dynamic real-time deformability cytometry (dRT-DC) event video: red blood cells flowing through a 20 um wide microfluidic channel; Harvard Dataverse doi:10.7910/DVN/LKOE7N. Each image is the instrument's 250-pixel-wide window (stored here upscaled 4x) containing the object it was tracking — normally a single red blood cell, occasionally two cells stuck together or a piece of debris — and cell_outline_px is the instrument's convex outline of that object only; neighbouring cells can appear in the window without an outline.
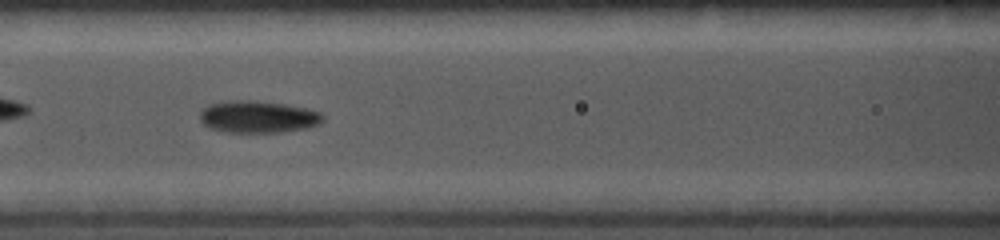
{"species": "common noctule bat (a hibernating species)", "species_latin": "Nyctalus noctula", "temperature_condition": "cold", "stored_images_in_passage": 44, "camera_frame_rate_fps": 5000, "um_per_image_px": 0.085, "animal": {"sex": "female", "body_mass_g": 19.0, "forearm_length_mm": 56.7}, "frame": {"image": 1, "passage_image": 13, "time_ms": 2.4, "image_size_px": [1000, 240], "cell_outline_px": [[324, 120], [320, 124], [308, 128], [280, 132], [224, 132], [212, 128], [204, 124], [200, 120], [200, 112], [208, 104], [232, 100], [256, 100], [284, 104], [308, 108], [320, 112], [324, 116]], "centroid_in_image_um": [21.96, 9.92], "position_along_channel_um": 144.6, "area_um2": 23.12}}